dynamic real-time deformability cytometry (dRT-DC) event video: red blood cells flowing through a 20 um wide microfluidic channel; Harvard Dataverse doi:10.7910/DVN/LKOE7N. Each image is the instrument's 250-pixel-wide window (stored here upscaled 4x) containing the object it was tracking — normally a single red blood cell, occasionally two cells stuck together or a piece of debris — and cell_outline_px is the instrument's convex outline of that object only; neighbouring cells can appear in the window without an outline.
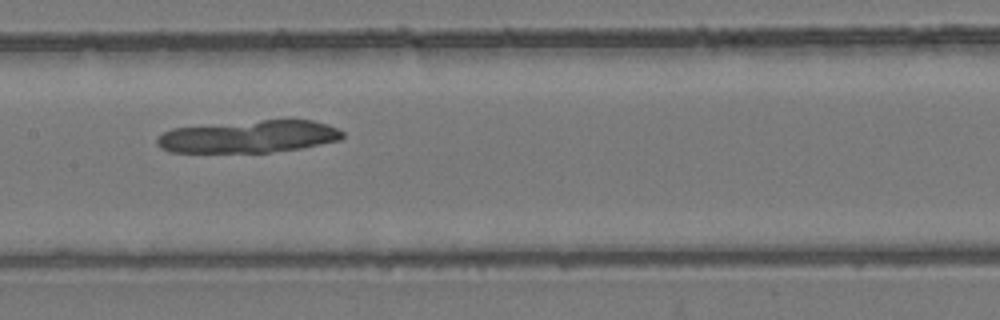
{"species": "common noctule bat (a hibernating species)", "species_latin": "Nyctalus noctula", "temperature_condition": "room temperature", "stored_images_in_passage": 55, "camera_frame_rate_fps": 3000, "um_per_image_px": 0.085, "animal": {"sex": "female", "body_mass_g": 24.6, "forearm_length_mm": 56.2}, "frame": {"image": 1, "passage_image": 28, "time_ms": 9.0, "image_size_px": [1000, 320], "cell_outline_px": [[344, 136], [340, 140], [300, 148], [268, 152], [168, 152], [160, 148], [156, 144], [156, 140], [164, 132], [172, 128], [288, 116], [312, 120], [328, 124], [344, 132]], "centroid_in_image_um": [21.21, 11.56], "position_along_channel_um": 186.2, "area_um2": 36.01}}